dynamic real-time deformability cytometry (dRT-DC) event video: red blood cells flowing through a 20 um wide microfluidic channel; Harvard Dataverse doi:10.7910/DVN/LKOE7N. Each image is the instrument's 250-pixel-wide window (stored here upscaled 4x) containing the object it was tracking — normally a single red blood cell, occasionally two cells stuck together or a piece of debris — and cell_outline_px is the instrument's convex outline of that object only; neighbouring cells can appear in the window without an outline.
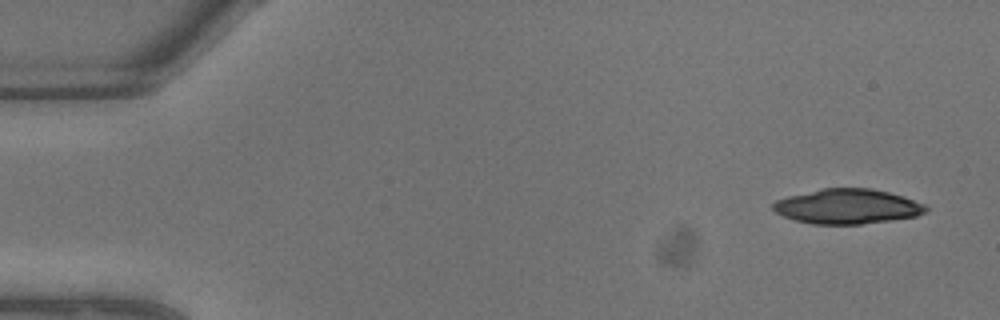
{"species": "common noctule bat (a hibernating species)", "species_latin": "Nyctalus noctula", "temperature_condition": "warm", "stored_images_in_passage": 6, "camera_frame_rate_fps": 3000, "um_per_image_px": 0.085, "animal": {"sex": "male", "body_mass_g": 13.3}, "frame": {"image": 1, "passage_image": 1, "time_ms": 0.0, "image_size_px": [1000, 320], "cell_outline_px": [[928, 212], [916, 216], [892, 220], [860, 224], [812, 224], [796, 220], [784, 216], [776, 212], [772, 208], [772, 204], [776, 200], [788, 196], [824, 188], [872, 188], [904, 196], [924, 204], [928, 208]], "centroid_in_image_um": [72.06, 17.55], "position_along_channel_um": 12.9, "area_um2": 30.98}}